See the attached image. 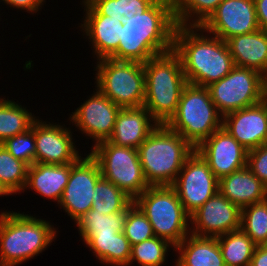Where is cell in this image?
<instances>
[{
  "instance_id": "obj_28",
  "label": "cell",
  "mask_w": 267,
  "mask_h": 266,
  "mask_svg": "<svg viewBox=\"0 0 267 266\" xmlns=\"http://www.w3.org/2000/svg\"><path fill=\"white\" fill-rule=\"evenodd\" d=\"M225 266H250L256 244L241 229L217 237Z\"/></svg>"
},
{
  "instance_id": "obj_3",
  "label": "cell",
  "mask_w": 267,
  "mask_h": 266,
  "mask_svg": "<svg viewBox=\"0 0 267 266\" xmlns=\"http://www.w3.org/2000/svg\"><path fill=\"white\" fill-rule=\"evenodd\" d=\"M0 212V266H19L57 239L58 228L49 220L13 210Z\"/></svg>"
},
{
  "instance_id": "obj_6",
  "label": "cell",
  "mask_w": 267,
  "mask_h": 266,
  "mask_svg": "<svg viewBox=\"0 0 267 266\" xmlns=\"http://www.w3.org/2000/svg\"><path fill=\"white\" fill-rule=\"evenodd\" d=\"M223 117L217 111L207 87L187 84L181 94L175 115L166 124L195 149L222 127Z\"/></svg>"
},
{
  "instance_id": "obj_40",
  "label": "cell",
  "mask_w": 267,
  "mask_h": 266,
  "mask_svg": "<svg viewBox=\"0 0 267 266\" xmlns=\"http://www.w3.org/2000/svg\"><path fill=\"white\" fill-rule=\"evenodd\" d=\"M250 266H267V245L256 246Z\"/></svg>"
},
{
  "instance_id": "obj_38",
  "label": "cell",
  "mask_w": 267,
  "mask_h": 266,
  "mask_svg": "<svg viewBox=\"0 0 267 266\" xmlns=\"http://www.w3.org/2000/svg\"><path fill=\"white\" fill-rule=\"evenodd\" d=\"M7 4L10 8L17 10H25L27 13H39L46 0H0V3Z\"/></svg>"
},
{
  "instance_id": "obj_37",
  "label": "cell",
  "mask_w": 267,
  "mask_h": 266,
  "mask_svg": "<svg viewBox=\"0 0 267 266\" xmlns=\"http://www.w3.org/2000/svg\"><path fill=\"white\" fill-rule=\"evenodd\" d=\"M247 167L267 185V143L248 151Z\"/></svg>"
},
{
  "instance_id": "obj_35",
  "label": "cell",
  "mask_w": 267,
  "mask_h": 266,
  "mask_svg": "<svg viewBox=\"0 0 267 266\" xmlns=\"http://www.w3.org/2000/svg\"><path fill=\"white\" fill-rule=\"evenodd\" d=\"M123 233L131 246L155 236L152 225L134 201L128 206Z\"/></svg>"
},
{
  "instance_id": "obj_36",
  "label": "cell",
  "mask_w": 267,
  "mask_h": 266,
  "mask_svg": "<svg viewBox=\"0 0 267 266\" xmlns=\"http://www.w3.org/2000/svg\"><path fill=\"white\" fill-rule=\"evenodd\" d=\"M1 144L15 159L25 162L28 166L35 163V136L31 128L22 134L6 139Z\"/></svg>"
},
{
  "instance_id": "obj_18",
  "label": "cell",
  "mask_w": 267,
  "mask_h": 266,
  "mask_svg": "<svg viewBox=\"0 0 267 266\" xmlns=\"http://www.w3.org/2000/svg\"><path fill=\"white\" fill-rule=\"evenodd\" d=\"M222 127L247 151L267 143V101L226 114Z\"/></svg>"
},
{
  "instance_id": "obj_8",
  "label": "cell",
  "mask_w": 267,
  "mask_h": 266,
  "mask_svg": "<svg viewBox=\"0 0 267 266\" xmlns=\"http://www.w3.org/2000/svg\"><path fill=\"white\" fill-rule=\"evenodd\" d=\"M96 62L94 84L106 97L120 108L144 105V64L112 58H103Z\"/></svg>"
},
{
  "instance_id": "obj_24",
  "label": "cell",
  "mask_w": 267,
  "mask_h": 266,
  "mask_svg": "<svg viewBox=\"0 0 267 266\" xmlns=\"http://www.w3.org/2000/svg\"><path fill=\"white\" fill-rule=\"evenodd\" d=\"M174 266H225L217 237L189 233L175 248Z\"/></svg>"
},
{
  "instance_id": "obj_19",
  "label": "cell",
  "mask_w": 267,
  "mask_h": 266,
  "mask_svg": "<svg viewBox=\"0 0 267 266\" xmlns=\"http://www.w3.org/2000/svg\"><path fill=\"white\" fill-rule=\"evenodd\" d=\"M157 126L158 123L144 106L121 108L108 141L118 146L137 149Z\"/></svg>"
},
{
  "instance_id": "obj_14",
  "label": "cell",
  "mask_w": 267,
  "mask_h": 266,
  "mask_svg": "<svg viewBox=\"0 0 267 266\" xmlns=\"http://www.w3.org/2000/svg\"><path fill=\"white\" fill-rule=\"evenodd\" d=\"M57 123L38 118L31 126L35 136V163L67 164L81 157L72 129Z\"/></svg>"
},
{
  "instance_id": "obj_10",
  "label": "cell",
  "mask_w": 267,
  "mask_h": 266,
  "mask_svg": "<svg viewBox=\"0 0 267 266\" xmlns=\"http://www.w3.org/2000/svg\"><path fill=\"white\" fill-rule=\"evenodd\" d=\"M222 117L254 106L265 99V76L251 68L235 66L224 78L207 86Z\"/></svg>"
},
{
  "instance_id": "obj_32",
  "label": "cell",
  "mask_w": 267,
  "mask_h": 266,
  "mask_svg": "<svg viewBox=\"0 0 267 266\" xmlns=\"http://www.w3.org/2000/svg\"><path fill=\"white\" fill-rule=\"evenodd\" d=\"M174 251V246L167 240L152 237L131 246V256L128 266L138 263L139 266H162L167 262L168 251Z\"/></svg>"
},
{
  "instance_id": "obj_2",
  "label": "cell",
  "mask_w": 267,
  "mask_h": 266,
  "mask_svg": "<svg viewBox=\"0 0 267 266\" xmlns=\"http://www.w3.org/2000/svg\"><path fill=\"white\" fill-rule=\"evenodd\" d=\"M173 50L179 55L187 82L207 87L235 67L227 42L201 26L177 25Z\"/></svg>"
},
{
  "instance_id": "obj_17",
  "label": "cell",
  "mask_w": 267,
  "mask_h": 266,
  "mask_svg": "<svg viewBox=\"0 0 267 266\" xmlns=\"http://www.w3.org/2000/svg\"><path fill=\"white\" fill-rule=\"evenodd\" d=\"M195 150L219 180L247 166L248 151L224 127L216 130Z\"/></svg>"
},
{
  "instance_id": "obj_39",
  "label": "cell",
  "mask_w": 267,
  "mask_h": 266,
  "mask_svg": "<svg viewBox=\"0 0 267 266\" xmlns=\"http://www.w3.org/2000/svg\"><path fill=\"white\" fill-rule=\"evenodd\" d=\"M260 29L267 32V0H254Z\"/></svg>"
},
{
  "instance_id": "obj_12",
  "label": "cell",
  "mask_w": 267,
  "mask_h": 266,
  "mask_svg": "<svg viewBox=\"0 0 267 266\" xmlns=\"http://www.w3.org/2000/svg\"><path fill=\"white\" fill-rule=\"evenodd\" d=\"M101 177L98 162L90 153L71 163L68 183L58 208L63 209L74 222L78 220L92 208L94 188Z\"/></svg>"
},
{
  "instance_id": "obj_5",
  "label": "cell",
  "mask_w": 267,
  "mask_h": 266,
  "mask_svg": "<svg viewBox=\"0 0 267 266\" xmlns=\"http://www.w3.org/2000/svg\"><path fill=\"white\" fill-rule=\"evenodd\" d=\"M150 186H171L195 148L167 125L158 124L137 148Z\"/></svg>"
},
{
  "instance_id": "obj_7",
  "label": "cell",
  "mask_w": 267,
  "mask_h": 266,
  "mask_svg": "<svg viewBox=\"0 0 267 266\" xmlns=\"http://www.w3.org/2000/svg\"><path fill=\"white\" fill-rule=\"evenodd\" d=\"M134 203L147 217L155 236L174 247L190 233V215L171 186H150Z\"/></svg>"
},
{
  "instance_id": "obj_42",
  "label": "cell",
  "mask_w": 267,
  "mask_h": 266,
  "mask_svg": "<svg viewBox=\"0 0 267 266\" xmlns=\"http://www.w3.org/2000/svg\"><path fill=\"white\" fill-rule=\"evenodd\" d=\"M265 100H267V75L265 76Z\"/></svg>"
},
{
  "instance_id": "obj_4",
  "label": "cell",
  "mask_w": 267,
  "mask_h": 266,
  "mask_svg": "<svg viewBox=\"0 0 267 266\" xmlns=\"http://www.w3.org/2000/svg\"><path fill=\"white\" fill-rule=\"evenodd\" d=\"M144 107L158 124L166 125L175 115L184 87L188 84L179 55L171 51L144 63Z\"/></svg>"
},
{
  "instance_id": "obj_33",
  "label": "cell",
  "mask_w": 267,
  "mask_h": 266,
  "mask_svg": "<svg viewBox=\"0 0 267 266\" xmlns=\"http://www.w3.org/2000/svg\"><path fill=\"white\" fill-rule=\"evenodd\" d=\"M223 0H174L177 25L201 26Z\"/></svg>"
},
{
  "instance_id": "obj_26",
  "label": "cell",
  "mask_w": 267,
  "mask_h": 266,
  "mask_svg": "<svg viewBox=\"0 0 267 266\" xmlns=\"http://www.w3.org/2000/svg\"><path fill=\"white\" fill-rule=\"evenodd\" d=\"M128 207L117 213L103 215L97 209H90L74 223L77 226L80 238L114 236L123 232Z\"/></svg>"
},
{
  "instance_id": "obj_1",
  "label": "cell",
  "mask_w": 267,
  "mask_h": 266,
  "mask_svg": "<svg viewBox=\"0 0 267 266\" xmlns=\"http://www.w3.org/2000/svg\"><path fill=\"white\" fill-rule=\"evenodd\" d=\"M176 26L174 0H156L143 13H127L118 49L109 58L144 64L173 49Z\"/></svg>"
},
{
  "instance_id": "obj_20",
  "label": "cell",
  "mask_w": 267,
  "mask_h": 266,
  "mask_svg": "<svg viewBox=\"0 0 267 266\" xmlns=\"http://www.w3.org/2000/svg\"><path fill=\"white\" fill-rule=\"evenodd\" d=\"M79 26L91 44L93 58H109L117 49L123 21L107 15H84Z\"/></svg>"
},
{
  "instance_id": "obj_41",
  "label": "cell",
  "mask_w": 267,
  "mask_h": 266,
  "mask_svg": "<svg viewBox=\"0 0 267 266\" xmlns=\"http://www.w3.org/2000/svg\"><path fill=\"white\" fill-rule=\"evenodd\" d=\"M10 196L2 187H1V185H0V196Z\"/></svg>"
},
{
  "instance_id": "obj_22",
  "label": "cell",
  "mask_w": 267,
  "mask_h": 266,
  "mask_svg": "<svg viewBox=\"0 0 267 266\" xmlns=\"http://www.w3.org/2000/svg\"><path fill=\"white\" fill-rule=\"evenodd\" d=\"M227 45L237 67L251 68L267 75V32H255L233 36Z\"/></svg>"
},
{
  "instance_id": "obj_16",
  "label": "cell",
  "mask_w": 267,
  "mask_h": 266,
  "mask_svg": "<svg viewBox=\"0 0 267 266\" xmlns=\"http://www.w3.org/2000/svg\"><path fill=\"white\" fill-rule=\"evenodd\" d=\"M241 209L220 191L190 215V233L218 237L240 229Z\"/></svg>"
},
{
  "instance_id": "obj_29",
  "label": "cell",
  "mask_w": 267,
  "mask_h": 266,
  "mask_svg": "<svg viewBox=\"0 0 267 266\" xmlns=\"http://www.w3.org/2000/svg\"><path fill=\"white\" fill-rule=\"evenodd\" d=\"M83 15H107L123 21L128 14L145 12L156 0H81Z\"/></svg>"
},
{
  "instance_id": "obj_34",
  "label": "cell",
  "mask_w": 267,
  "mask_h": 266,
  "mask_svg": "<svg viewBox=\"0 0 267 266\" xmlns=\"http://www.w3.org/2000/svg\"><path fill=\"white\" fill-rule=\"evenodd\" d=\"M240 229L257 246L267 245V199L241 209Z\"/></svg>"
},
{
  "instance_id": "obj_23",
  "label": "cell",
  "mask_w": 267,
  "mask_h": 266,
  "mask_svg": "<svg viewBox=\"0 0 267 266\" xmlns=\"http://www.w3.org/2000/svg\"><path fill=\"white\" fill-rule=\"evenodd\" d=\"M219 191L240 209L266 200V185L247 166L222 177Z\"/></svg>"
},
{
  "instance_id": "obj_30",
  "label": "cell",
  "mask_w": 267,
  "mask_h": 266,
  "mask_svg": "<svg viewBox=\"0 0 267 266\" xmlns=\"http://www.w3.org/2000/svg\"><path fill=\"white\" fill-rule=\"evenodd\" d=\"M91 209H97L103 215H110L125 210L134 200L114 183L101 177L94 188Z\"/></svg>"
},
{
  "instance_id": "obj_31",
  "label": "cell",
  "mask_w": 267,
  "mask_h": 266,
  "mask_svg": "<svg viewBox=\"0 0 267 266\" xmlns=\"http://www.w3.org/2000/svg\"><path fill=\"white\" fill-rule=\"evenodd\" d=\"M28 165L15 159L0 144V185L9 195L23 192L27 180Z\"/></svg>"
},
{
  "instance_id": "obj_27",
  "label": "cell",
  "mask_w": 267,
  "mask_h": 266,
  "mask_svg": "<svg viewBox=\"0 0 267 266\" xmlns=\"http://www.w3.org/2000/svg\"><path fill=\"white\" fill-rule=\"evenodd\" d=\"M16 102L0 97V144L8 138L28 131L39 118L27 110V106Z\"/></svg>"
},
{
  "instance_id": "obj_13",
  "label": "cell",
  "mask_w": 267,
  "mask_h": 266,
  "mask_svg": "<svg viewBox=\"0 0 267 266\" xmlns=\"http://www.w3.org/2000/svg\"><path fill=\"white\" fill-rule=\"evenodd\" d=\"M91 97L87 96L86 101L81 103L69 116L72 127L76 126L83 136L90 138L92 146L100 142L108 141L111 137L117 114L121 108L106 97L96 86Z\"/></svg>"
},
{
  "instance_id": "obj_15",
  "label": "cell",
  "mask_w": 267,
  "mask_h": 266,
  "mask_svg": "<svg viewBox=\"0 0 267 266\" xmlns=\"http://www.w3.org/2000/svg\"><path fill=\"white\" fill-rule=\"evenodd\" d=\"M201 27L225 42L260 29L254 0H223Z\"/></svg>"
},
{
  "instance_id": "obj_11",
  "label": "cell",
  "mask_w": 267,
  "mask_h": 266,
  "mask_svg": "<svg viewBox=\"0 0 267 266\" xmlns=\"http://www.w3.org/2000/svg\"><path fill=\"white\" fill-rule=\"evenodd\" d=\"M184 210L191 215L219 191V179L195 150L171 185Z\"/></svg>"
},
{
  "instance_id": "obj_25",
  "label": "cell",
  "mask_w": 267,
  "mask_h": 266,
  "mask_svg": "<svg viewBox=\"0 0 267 266\" xmlns=\"http://www.w3.org/2000/svg\"><path fill=\"white\" fill-rule=\"evenodd\" d=\"M83 242L100 263L110 266H128L131 245L123 232H118L114 236L85 237Z\"/></svg>"
},
{
  "instance_id": "obj_21",
  "label": "cell",
  "mask_w": 267,
  "mask_h": 266,
  "mask_svg": "<svg viewBox=\"0 0 267 266\" xmlns=\"http://www.w3.org/2000/svg\"><path fill=\"white\" fill-rule=\"evenodd\" d=\"M71 171V163L42 164L34 163L28 167L27 180L23 193L28 189L35 191L52 202H60Z\"/></svg>"
},
{
  "instance_id": "obj_9",
  "label": "cell",
  "mask_w": 267,
  "mask_h": 266,
  "mask_svg": "<svg viewBox=\"0 0 267 266\" xmlns=\"http://www.w3.org/2000/svg\"><path fill=\"white\" fill-rule=\"evenodd\" d=\"M90 151L91 156L98 162L101 176L114 183L133 200L150 187L137 149L103 141L93 146Z\"/></svg>"
}]
</instances>
